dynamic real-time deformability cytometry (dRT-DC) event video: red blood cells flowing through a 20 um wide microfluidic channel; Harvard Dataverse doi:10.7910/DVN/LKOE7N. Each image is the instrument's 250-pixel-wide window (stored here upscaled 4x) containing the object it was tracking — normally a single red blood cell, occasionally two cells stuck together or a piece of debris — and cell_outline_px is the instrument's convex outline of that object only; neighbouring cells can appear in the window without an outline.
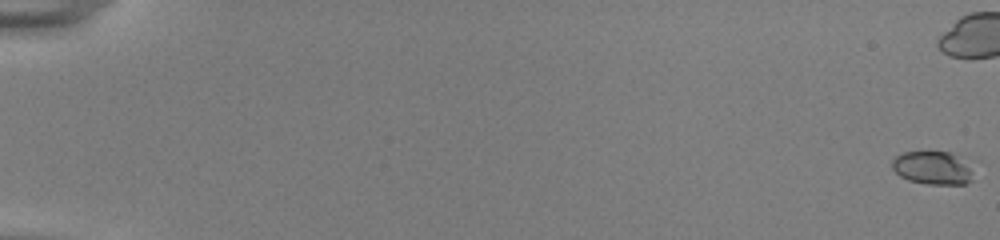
{"species": "common noctule bat (a hibernating species)", "species_latin": "Nyctalus noctula", "temperature_condition": "room temperature", "stored_images_in_passage": 20, "camera_frame_rate_fps": 3000, "um_per_image_px": 0.085, "animal": {"sex": "female", "body_mass_g": 22.0, "forearm_length_mm": 56.7}, "frame": {"image": 1, "passage_image": 1, "time_ms": 0.0, "image_size_px": [1000, 240], "cell_outline_px": [[972, 180], [964, 184], [928, 184], [908, 180], [900, 176], [892, 168], [892, 160], [896, 156], [904, 152], [948, 152], [968, 168], [972, 172]], "centroid_in_image_um": [79.18, 14.3], "position_along_channel_um": 5.8, "area_um2": 15.09}}